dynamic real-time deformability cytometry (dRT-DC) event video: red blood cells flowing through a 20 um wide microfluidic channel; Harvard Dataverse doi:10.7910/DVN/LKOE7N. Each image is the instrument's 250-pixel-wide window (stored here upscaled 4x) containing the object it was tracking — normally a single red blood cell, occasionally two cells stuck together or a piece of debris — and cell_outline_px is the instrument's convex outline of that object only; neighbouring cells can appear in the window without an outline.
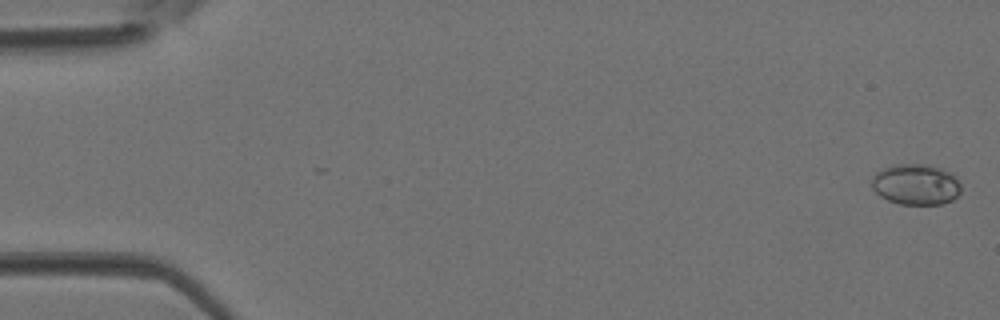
{"species": "Egyptian fruit bat (a non-hibernating species)", "species_latin": "Rousettus aegyptiacus", "temperature_condition": "room temperature", "stored_images_in_passage": 42, "camera_frame_rate_fps": 3000, "um_per_image_px": 0.085, "animal": {"sex": "female"}, "frame": {"image": 1, "passage_image": 1, "time_ms": 0.0, "image_size_px": [1000, 320], "cell_outline_px": [[960, 192], [952, 200], [944, 204], [900, 204], [888, 200], [880, 196], [872, 188], [872, 176], [876, 172], [892, 164], [928, 164], [944, 168], [952, 172], [956, 176], [960, 184]], "centroid_in_image_um": [77.87, 15.66], "position_along_channel_um": 7.1, "area_um2": 21.56}}
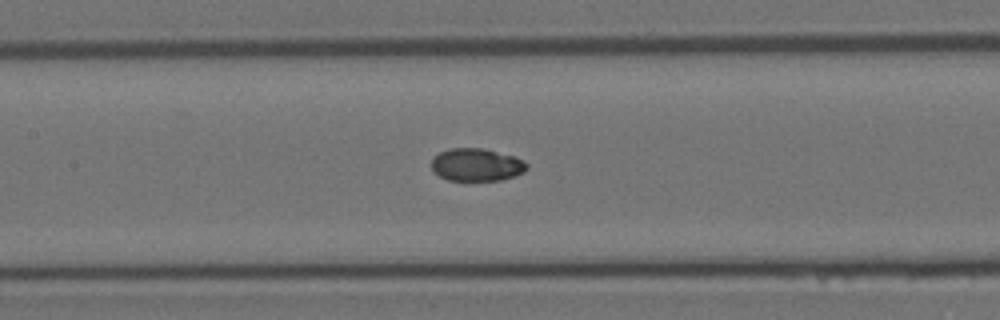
{"frame": {"image": 2, "passage_image": 20, "time_ms": 6.333, "image_size_px": [1000, 320], "cell_outline_px": [[528, 168], [524, 172], [500, 180], [448, 180], [440, 176], [432, 168], [432, 156], [448, 148], [480, 148], [512, 156], [524, 160], [528, 164]], "centroid_in_image_um": [40.49, 14.0], "position_along_channel_um": 166.9, "area_um2": 17.98}}
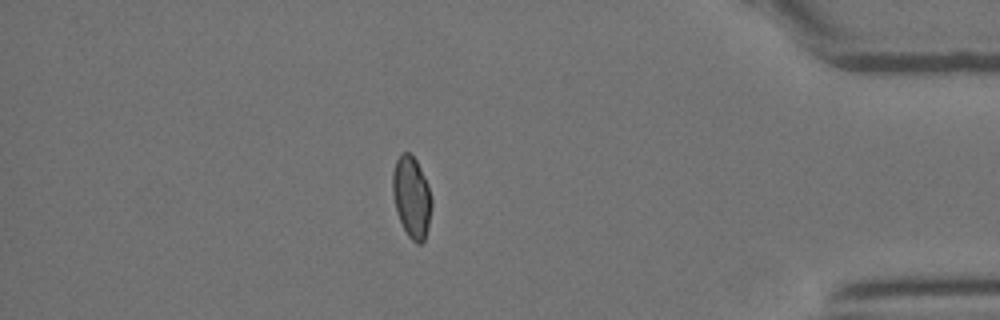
{"frame": {"image": 3, "passage_image": 37, "time_ms": 12.0, "image_size_px": [1000, 320], "cell_outline_px": [[432, 204], [428, 228], [424, 240], [420, 244], [416, 244], [408, 236], [396, 212], [392, 192], [392, 172], [396, 160], [400, 152], [408, 152], [416, 160], [424, 176], [432, 200]], "centroid_in_image_um": [34.97, 16.75], "position_along_channel_um": 400.2, "area_um2": 18.5}}